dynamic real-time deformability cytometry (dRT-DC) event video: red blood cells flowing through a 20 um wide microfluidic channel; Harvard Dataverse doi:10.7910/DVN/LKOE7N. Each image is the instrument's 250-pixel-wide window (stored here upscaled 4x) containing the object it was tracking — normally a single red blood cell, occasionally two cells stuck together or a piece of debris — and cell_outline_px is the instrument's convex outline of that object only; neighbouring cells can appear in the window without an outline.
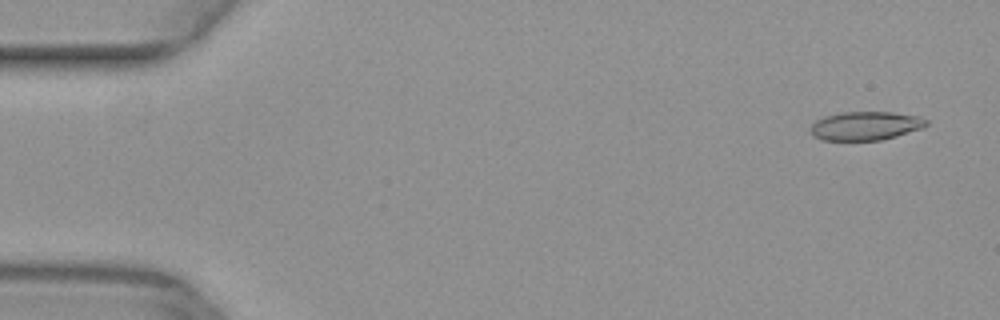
{"species": "common noctule bat (a hibernating species)", "species_latin": "Nyctalus noctula", "temperature_condition": "warm", "stored_images_in_passage": 49, "camera_frame_rate_fps": 3000, "um_per_image_px": 0.085, "animal": {"sex": "female", "body_mass_g": 29.2, "forearm_length_mm": 56.3}, "frame": {"image": 1, "passage_image": 1, "time_ms": 0.0, "image_size_px": [1000, 320], "cell_outline_px": [[928, 124], [924, 128], [896, 136], [880, 140], [824, 140], [812, 136], [812, 124], [816, 120], [824, 116], [844, 112], [892, 112], [920, 116], [928, 120]], "centroid_in_image_um": [73.61, 10.69], "position_along_channel_um": 11.4, "area_um2": 19.36}}
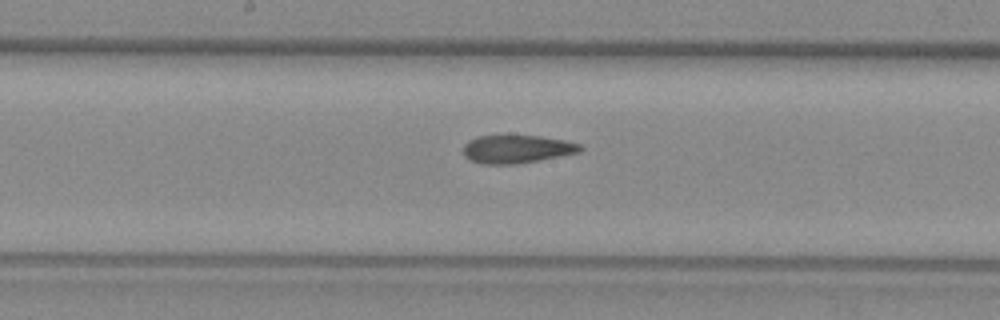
{"frame": {"image": 2, "passage_image": 25, "time_ms": 8.0, "image_size_px": [1000, 320], "cell_outline_px": [[584, 148], [580, 152], [516, 164], [480, 164], [468, 160], [464, 156], [464, 144], [468, 140], [476, 136], [540, 136], [564, 140], [580, 144]], "centroid_in_image_um": [43.89, 12.68], "position_along_channel_um": 204.3, "area_um2": 19.13}}
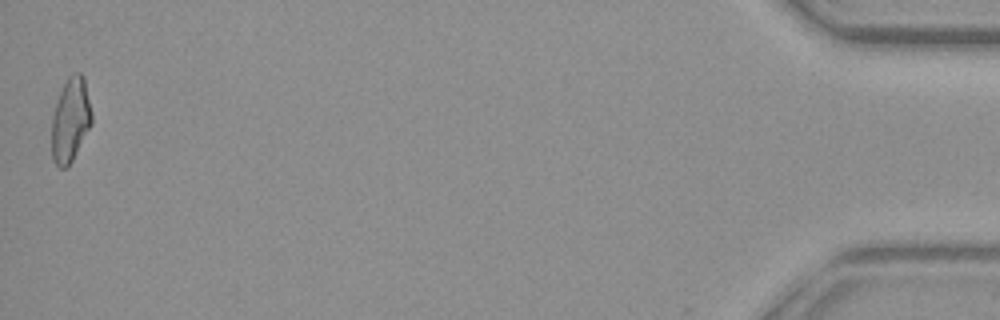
{"frame": {"image": 3, "passage_image": 49, "time_ms": 16.0, "image_size_px": [1000, 320], "cell_outline_px": [[92, 124], [72, 160], [64, 168], [60, 168], [52, 160], [52, 116], [60, 92], [68, 76], [72, 72], [80, 72], [84, 76], [92, 112]], "centroid_in_image_um": [6.0, 10.16], "position_along_channel_um": 429.2, "area_um2": 19.59}}